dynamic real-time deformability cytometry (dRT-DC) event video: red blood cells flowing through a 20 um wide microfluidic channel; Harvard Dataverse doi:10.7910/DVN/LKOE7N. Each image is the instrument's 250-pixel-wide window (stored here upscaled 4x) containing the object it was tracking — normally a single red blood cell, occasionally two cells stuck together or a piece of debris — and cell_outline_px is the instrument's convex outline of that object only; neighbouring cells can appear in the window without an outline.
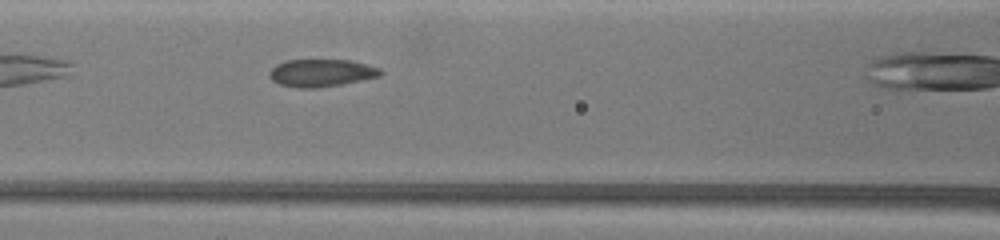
{"species": "common noctule bat (a hibernating species)", "species_latin": "Nyctalus noctula", "temperature_condition": "warm", "stored_images_in_passage": 9, "camera_frame_rate_fps": 3000, "um_per_image_px": 0.085, "animal": {"sex": "female", "body_mass_g": 19.5, "forearm_length_mm": 54.1}, "frame": {"image": 1, "passage_image": 3, "time_ms": 1.333, "image_size_px": [1000, 240], "cell_outline_px": [[384, 72], [380, 76], [320, 88], [296, 88], [280, 84], [272, 80], [268, 72], [276, 64], [284, 60], [348, 60], [380, 68]], "centroid_in_image_um": [27.28, 6.2], "position_along_channel_um": 139.3, "area_um2": 17.74}}